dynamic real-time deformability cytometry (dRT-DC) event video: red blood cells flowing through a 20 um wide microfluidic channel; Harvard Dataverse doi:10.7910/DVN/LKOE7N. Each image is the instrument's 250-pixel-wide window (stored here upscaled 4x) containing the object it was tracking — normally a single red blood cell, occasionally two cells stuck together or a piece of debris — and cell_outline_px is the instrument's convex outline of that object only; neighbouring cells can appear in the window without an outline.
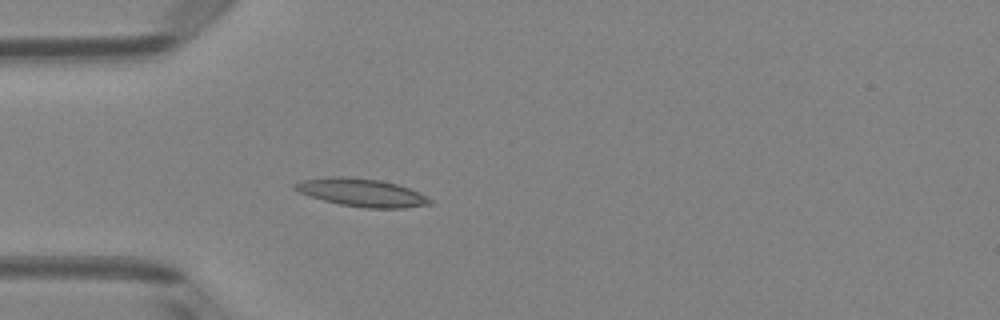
{"species": "Egyptian fruit bat (a non-hibernating species)", "species_latin": "Rousettus aegyptiacus", "temperature_condition": "room temperature", "stored_images_in_passage": 4, "camera_frame_rate_fps": 3000, "um_per_image_px": 0.085, "animal": {"sex": "female"}, "frame": {"image": 1, "passage_image": 4, "time_ms": 1.0, "image_size_px": [1000, 320], "cell_outline_px": [[436, 204], [404, 208], [364, 208], [340, 204], [324, 200], [300, 192], [292, 188], [292, 184], [304, 180], [328, 176], [348, 176], [380, 180], [396, 184], [408, 188], [432, 200]], "centroid_in_image_um": [30.75, 16.37], "position_along_channel_um": 54.3, "area_um2": 21.91}}